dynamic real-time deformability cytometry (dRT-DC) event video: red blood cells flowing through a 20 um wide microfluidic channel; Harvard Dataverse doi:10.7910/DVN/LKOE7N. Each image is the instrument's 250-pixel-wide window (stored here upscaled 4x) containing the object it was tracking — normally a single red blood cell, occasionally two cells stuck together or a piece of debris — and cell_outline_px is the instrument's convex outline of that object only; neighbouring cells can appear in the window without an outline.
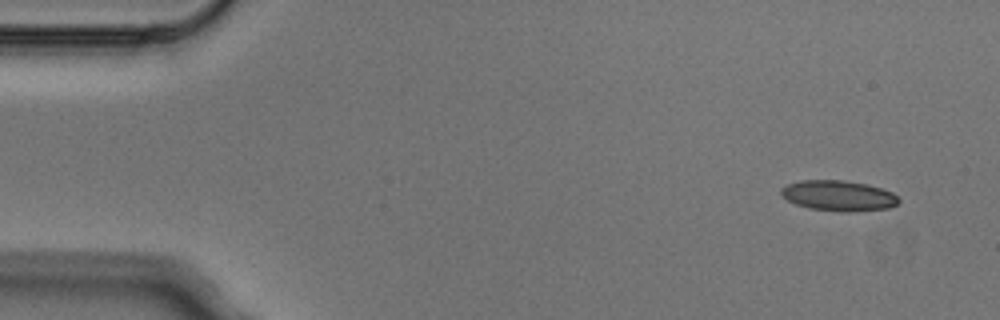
{"species": "Egyptian fruit bat (a non-hibernating species)", "species_latin": "Rousettus aegyptiacus", "temperature_condition": "cold", "stored_images_in_passage": 4, "camera_frame_rate_fps": 3000, "um_per_image_px": 0.085, "animal": {"sex": "male"}, "frame": {"image": 1, "passage_image": 1, "time_ms": 0.0, "image_size_px": [1000, 320], "cell_outline_px": [[900, 200], [896, 204], [888, 208], [856, 212], [840, 212], [808, 208], [796, 204], [788, 200], [780, 192], [780, 188], [788, 184], [800, 180], [844, 180], [868, 184], [892, 192]], "centroid_in_image_um": [71.27, 16.64], "position_along_channel_um": 13.7, "area_um2": 20.98}}
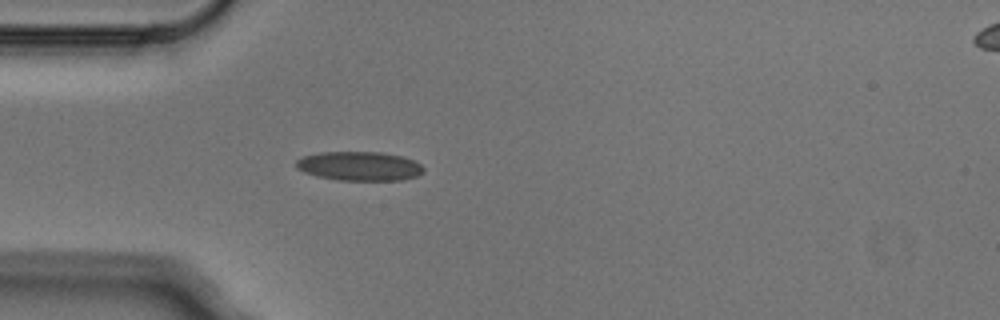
{"frame": {"image": 2, "passage_image": 4, "time_ms": 1.0, "image_size_px": [1000, 320], "cell_outline_px": [[424, 172], [416, 176], [400, 180], [336, 180], [316, 176], [304, 172], [296, 168], [296, 160], [304, 156], [320, 152], [380, 152], [400, 156], [412, 160], [420, 164], [424, 168]], "centroid_in_image_um": [30.52, 14.12], "position_along_channel_um": 54.5, "area_um2": 21.56}}